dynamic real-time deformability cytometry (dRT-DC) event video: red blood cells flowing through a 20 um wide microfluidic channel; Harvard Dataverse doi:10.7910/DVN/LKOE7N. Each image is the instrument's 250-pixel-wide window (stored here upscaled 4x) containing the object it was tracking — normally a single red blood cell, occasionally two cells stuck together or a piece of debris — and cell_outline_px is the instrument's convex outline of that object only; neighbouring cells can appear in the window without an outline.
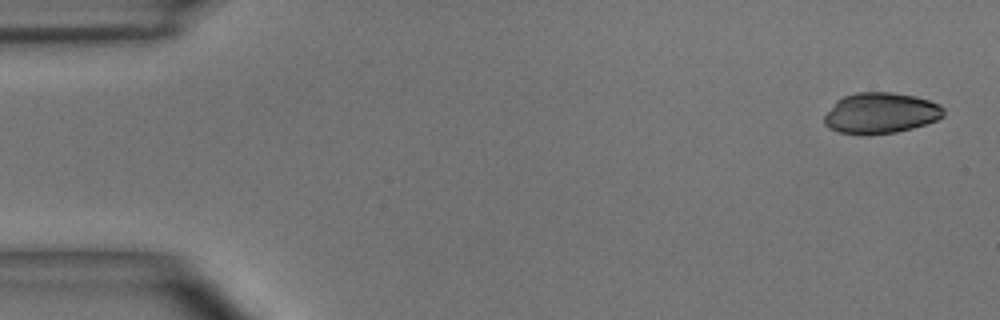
{"species": "common noctule bat (a hibernating species)", "species_latin": "Nyctalus noctula", "temperature_condition": "room temperature", "stored_images_in_passage": 4, "camera_frame_rate_fps": 3000, "um_per_image_px": 0.085, "animal": {"sex": "male", "body_mass_g": 15.6}, "frame": {"image": 1, "passage_image": 1, "time_ms": 0.0, "image_size_px": [1000, 320], "cell_outline_px": [[944, 116], [936, 120], [912, 128], [896, 132], [868, 136], [840, 132], [828, 128], [824, 124], [824, 116], [836, 100], [844, 96], [856, 92], [892, 92], [916, 96], [940, 104], [944, 108]], "centroid_in_image_um": [74.84, 9.62], "position_along_channel_um": 10.2, "area_um2": 28.67}}
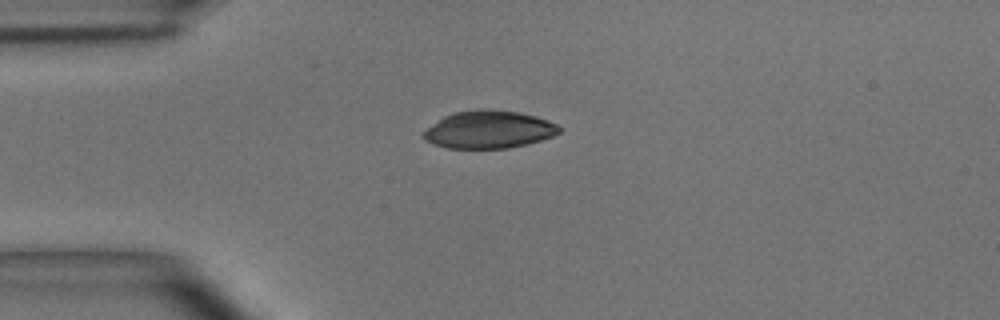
{"frame": {"image": 2, "passage_image": 4, "time_ms": 1.0, "image_size_px": [1000, 320], "cell_outline_px": [[560, 132], [552, 136], [540, 140], [508, 148], [448, 148], [424, 140], [420, 136], [420, 132], [444, 116], [452, 112], [488, 108], [520, 112], [536, 116], [548, 120], [556, 124], [560, 128]], "centroid_in_image_um": [41.5, 11.0], "position_along_channel_um": 43.5, "area_um2": 29.88}}